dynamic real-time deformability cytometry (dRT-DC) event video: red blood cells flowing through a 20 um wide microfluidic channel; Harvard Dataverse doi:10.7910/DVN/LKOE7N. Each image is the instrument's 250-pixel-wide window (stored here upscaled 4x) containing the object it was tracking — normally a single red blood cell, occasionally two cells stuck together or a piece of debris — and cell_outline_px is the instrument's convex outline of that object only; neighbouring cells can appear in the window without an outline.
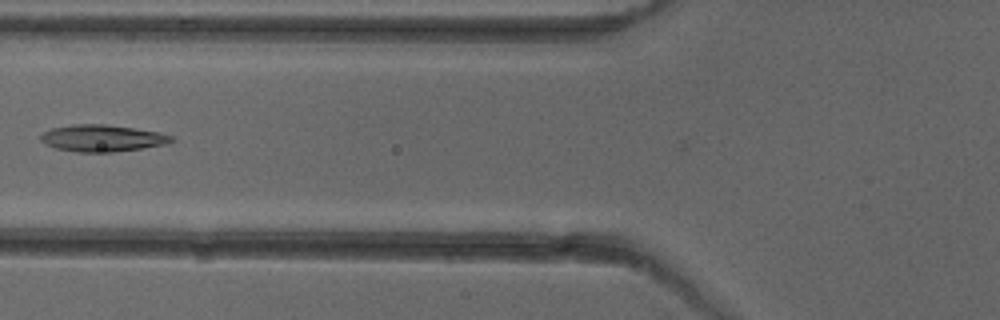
{"species": "common noctule bat (a hibernating species)", "species_latin": "Nyctalus noctula", "temperature_condition": "cold", "stored_images_in_passage": 4, "camera_frame_rate_fps": 3000, "um_per_image_px": 0.085, "animal": {"sex": "female"}, "frame": {"image": 1, "passage_image": 4, "time_ms": 3.333, "image_size_px": [1000, 320], "cell_outline_px": [[176, 140], [164, 144], [140, 148], [112, 152], [76, 152], [56, 148], [44, 144], [40, 140], [40, 136], [44, 132], [52, 128], [72, 124], [104, 124], [160, 132], [172, 136]], "centroid_in_image_um": [8.66, 11.74], "position_along_channel_um": 117.1, "area_um2": 20.29}}